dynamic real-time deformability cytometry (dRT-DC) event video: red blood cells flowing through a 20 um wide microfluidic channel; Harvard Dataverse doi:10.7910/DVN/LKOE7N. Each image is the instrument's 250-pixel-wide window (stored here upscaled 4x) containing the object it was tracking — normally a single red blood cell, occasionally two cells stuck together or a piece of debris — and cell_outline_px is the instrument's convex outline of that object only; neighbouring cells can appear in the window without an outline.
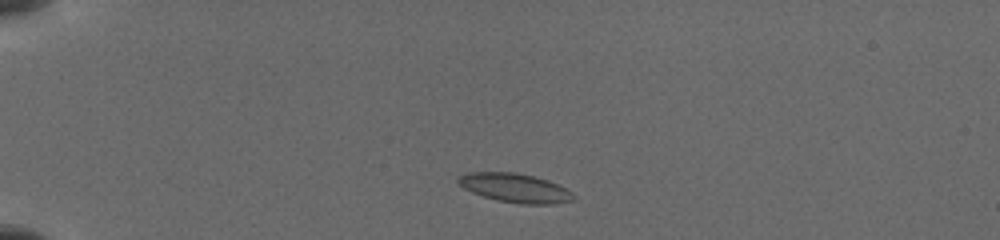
{"species": "common noctule bat (a hibernating species)", "species_latin": "Nyctalus noctula", "temperature_condition": "cold", "stored_images_in_passage": 61, "camera_frame_rate_fps": 3000, "um_per_image_px": 0.085, "animal": {"sex": "female", "body_mass_g": 19.5, "forearm_length_mm": 54.1}, "frame": {"image": 1, "passage_image": 3, "time_ms": 0.667, "image_size_px": [1000, 240], "cell_outline_px": [[576, 200], [552, 204], [520, 204], [500, 200], [484, 196], [472, 192], [464, 188], [456, 180], [460, 176], [468, 172], [516, 172], [548, 180], [572, 192], [576, 196]], "centroid_in_image_um": [43.81, 15.97], "position_along_channel_um": 41.2, "area_um2": 19.31}}
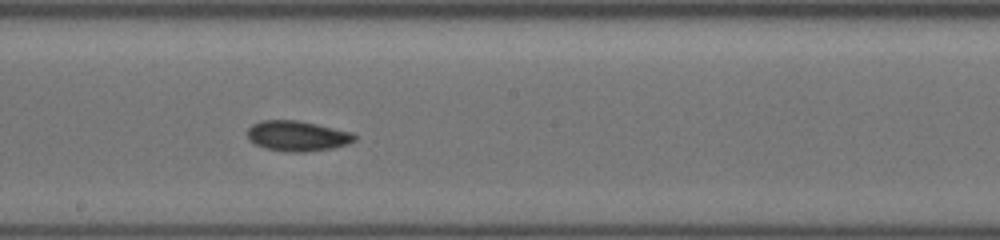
{"frame": {"image": 2, "passage_image": 20, "time_ms": 6.667, "image_size_px": [1000, 240], "cell_outline_px": [[356, 140], [348, 144], [332, 148], [304, 152], [288, 152], [264, 148], [248, 140], [248, 128], [252, 124], [260, 120], [296, 120], [316, 124], [352, 132], [356, 136]], "centroid_in_image_um": [25.26, 11.56], "position_along_channel_um": 222.9, "area_um2": 18.96}}
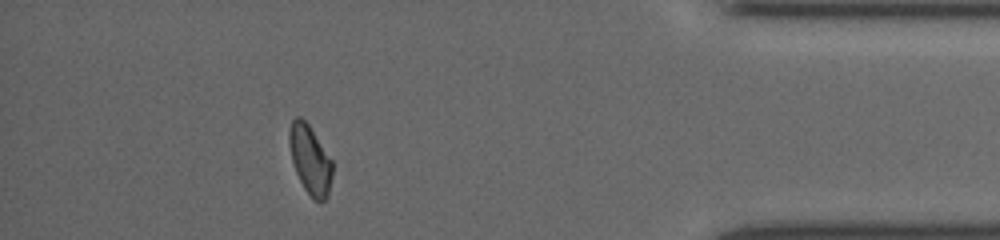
{"frame": {"image": 3, "passage_image": 51, "time_ms": 12.333, "image_size_px": [1000, 240], "cell_outline_px": [[332, 176], [328, 196], [320, 204], [304, 188], [296, 172], [292, 160], [288, 140], [288, 132], [292, 120], [296, 116], [300, 116], [308, 124], [332, 160]], "centroid_in_image_um": [26.35, 13.57], "position_along_channel_um": 408.8, "area_um2": 17.17}}